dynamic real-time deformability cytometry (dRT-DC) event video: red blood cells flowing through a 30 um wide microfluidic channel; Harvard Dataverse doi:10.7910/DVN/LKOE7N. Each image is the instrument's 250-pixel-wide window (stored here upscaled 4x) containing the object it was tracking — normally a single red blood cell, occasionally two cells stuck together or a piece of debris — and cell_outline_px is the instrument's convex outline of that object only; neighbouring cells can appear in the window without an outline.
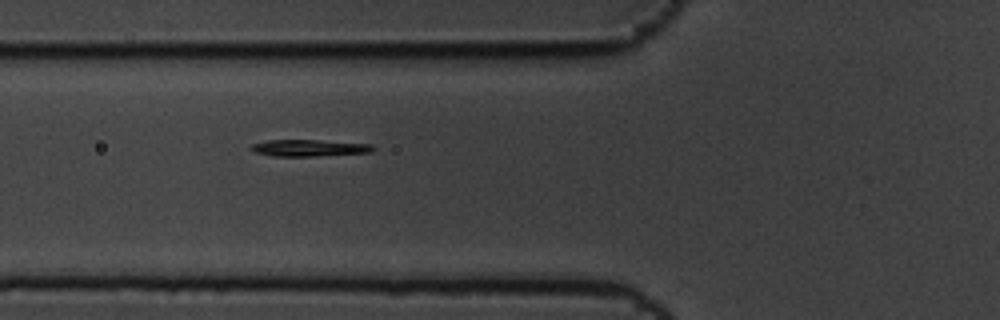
{"species": "common noctule bat (a hibernating species)", "species_latin": "Nyctalus noctula", "temperature_condition": "cold", "stored_images_in_passage": 3, "camera_frame_rate_fps": 3000, "um_per_image_px": 0.085, "animal": {"sex": "male", "body_mass_g": 19.5, "forearm_length_mm": 54.6}, "frame": {"image": 1, "passage_image": 3, "time_ms": 0.667, "image_size_px": [1000, 320], "cell_outline_px": [[376, 148], [372, 152], [316, 156], [272, 156], [252, 152], [248, 148], [252, 144], [268, 140], [320, 140], [372, 144]], "centroid_in_image_um": [26.26, 12.57], "position_along_channel_um": 99.5, "area_um2": 12.02}}